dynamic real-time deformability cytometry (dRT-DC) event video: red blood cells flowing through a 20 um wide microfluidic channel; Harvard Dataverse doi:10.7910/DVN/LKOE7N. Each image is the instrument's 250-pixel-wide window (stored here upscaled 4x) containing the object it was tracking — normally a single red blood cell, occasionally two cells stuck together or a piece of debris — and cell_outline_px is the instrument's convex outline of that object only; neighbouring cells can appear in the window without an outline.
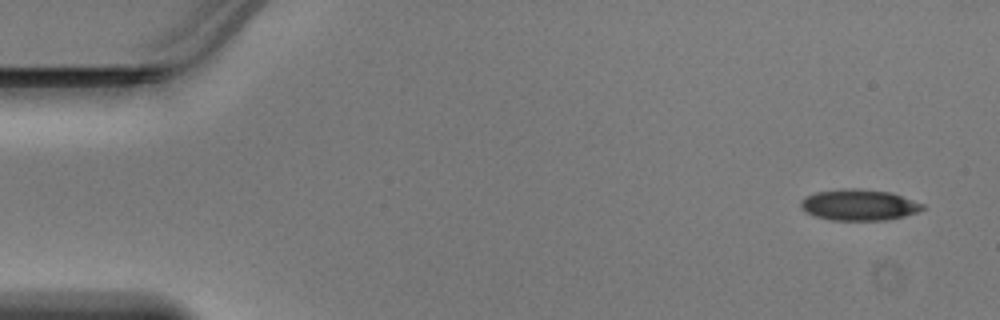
{"species": "Egyptian fruit bat (a non-hibernating species)", "species_latin": "Rousettus aegyptiacus", "temperature_condition": "warm", "stored_images_in_passage": 45, "camera_frame_rate_fps": 3000, "um_per_image_px": 0.085, "animal": {"sex": "male"}, "frame": {"image": 1, "passage_image": 1, "time_ms": 0.0, "image_size_px": [1000, 320], "cell_outline_px": [[924, 208], [916, 212], [904, 216], [888, 220], [832, 220], [816, 216], [804, 212], [800, 204], [800, 200], [804, 196], [816, 192], [844, 188], [860, 188], [892, 192], [924, 204]], "centroid_in_image_um": [72.99, 17.4], "position_along_channel_um": 12.0, "area_um2": 22.25}}
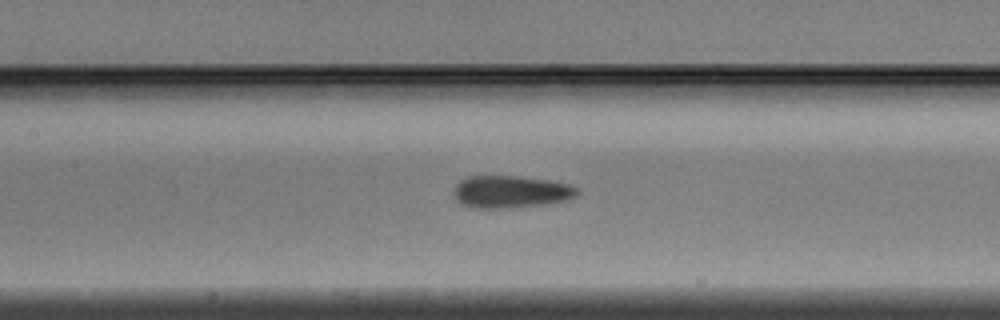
{"frame": {"image": 2, "passage_image": 20, "time_ms": 6.333, "image_size_px": [1000, 320], "cell_outline_px": [[580, 192], [576, 196], [568, 200], [544, 204], [496, 208], [472, 208], [460, 204], [456, 200], [452, 192], [456, 184], [460, 180], [468, 176], [520, 176], [552, 180], [568, 184], [580, 188]], "centroid_in_image_um": [43.41, 16.29], "position_along_channel_um": 164.0, "area_um2": 23.52}}
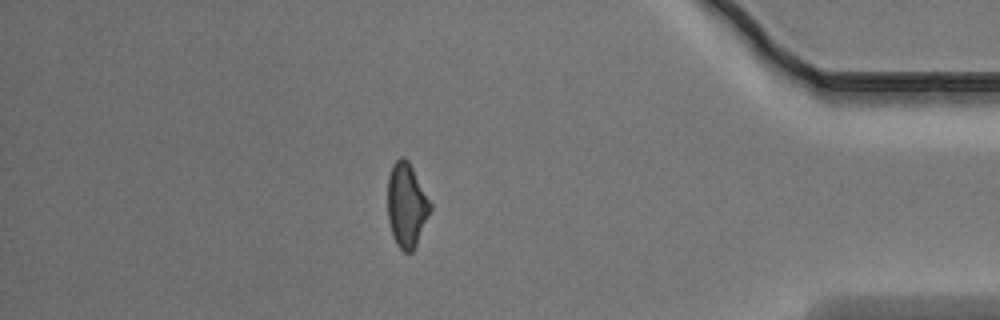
{"frame": {"image": 3, "passage_image": 39, "time_ms": 12.667, "image_size_px": [1000, 320], "cell_outline_px": [[432, 208], [416, 244], [412, 252], [404, 252], [396, 244], [392, 236], [388, 220], [388, 176], [392, 164], [400, 156], [404, 156], [408, 160], [432, 204]], "centroid_in_image_um": [34.55, 17.42], "position_along_channel_um": 400.7, "area_um2": 20.92}}